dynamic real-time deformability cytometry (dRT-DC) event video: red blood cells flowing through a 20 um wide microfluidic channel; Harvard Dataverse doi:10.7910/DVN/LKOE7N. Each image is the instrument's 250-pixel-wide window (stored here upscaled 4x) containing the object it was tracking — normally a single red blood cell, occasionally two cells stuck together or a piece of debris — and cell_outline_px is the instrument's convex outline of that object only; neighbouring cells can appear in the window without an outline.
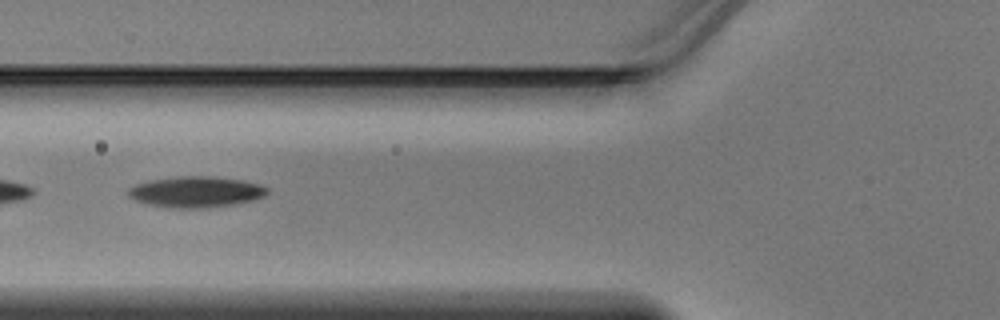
{"species": "Egyptian fruit bat (a non-hibernating species)", "species_latin": "Rousettus aegyptiacus", "temperature_condition": "warm", "stored_images_in_passage": 46, "camera_frame_rate_fps": 3000, "um_per_image_px": 0.085, "animal": {"sex": "male"}, "frame": {"image": 1, "passage_image": 17, "time_ms": 5.333, "image_size_px": [1000, 320], "cell_outline_px": [[268, 192], [264, 196], [256, 200], [236, 204], [208, 208], [172, 208], [148, 204], [136, 200], [128, 196], [128, 188], [136, 184], [148, 180], [176, 176], [212, 176], [244, 180], [260, 184], [268, 188]], "centroid_in_image_um": [16.68, 16.31], "position_along_channel_um": 109.1, "area_um2": 25.43}}
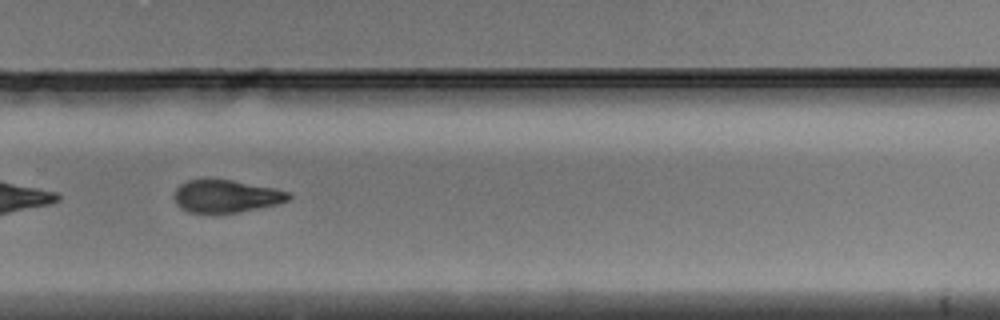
{"frame": {"image": 2, "passage_image": 31, "time_ms": 10.0, "image_size_px": [1000, 320], "cell_outline_px": [[292, 196], [288, 200], [276, 204], [236, 212], [212, 216], [188, 212], [180, 208], [176, 204], [176, 188], [180, 184], [188, 180], [232, 180], [272, 188], [288, 192]], "centroid_in_image_um": [19.16, 16.72], "position_along_channel_um": 310.6, "area_um2": 21.79}}
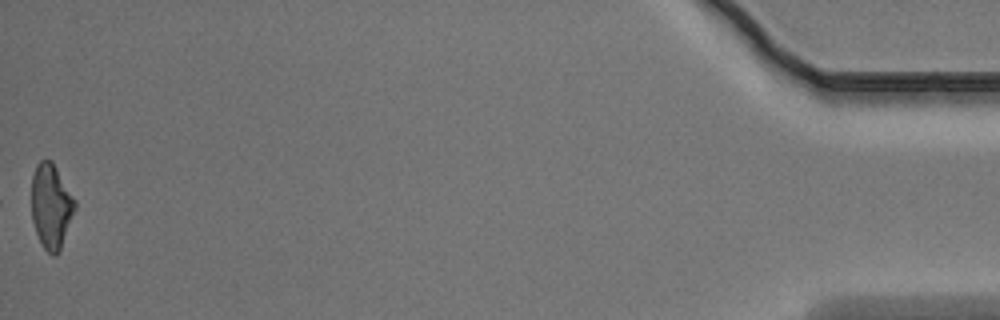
{"frame": {"image": 3, "passage_image": 46, "time_ms": 15.0, "image_size_px": [1000, 320], "cell_outline_px": [[76, 208], [60, 248], [56, 256], [52, 256], [44, 248], [36, 232], [32, 220], [32, 176], [36, 164], [40, 160], [52, 160], [76, 200]], "centroid_in_image_um": [4.35, 17.49], "position_along_channel_um": 430.9, "area_um2": 21.33}}